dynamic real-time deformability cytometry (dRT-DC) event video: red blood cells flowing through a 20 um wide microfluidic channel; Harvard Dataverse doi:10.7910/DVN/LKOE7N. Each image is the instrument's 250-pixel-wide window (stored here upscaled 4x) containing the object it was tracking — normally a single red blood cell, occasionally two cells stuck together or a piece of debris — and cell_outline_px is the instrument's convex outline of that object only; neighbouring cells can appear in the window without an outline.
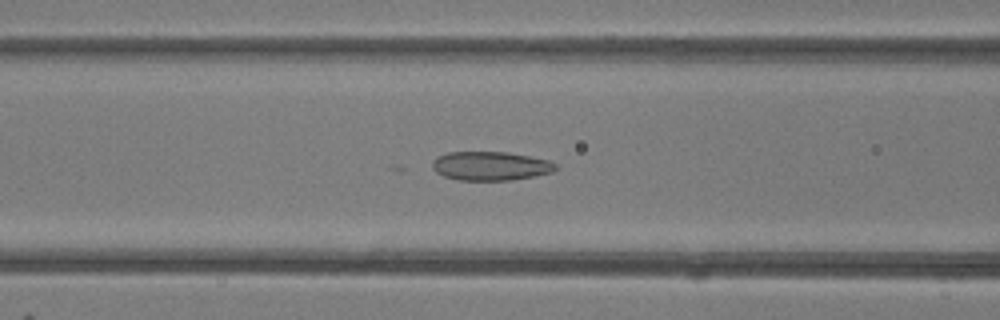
{"species": "common noctule bat (a hibernating species)", "species_latin": "Nyctalus noctula", "temperature_condition": "room temperature", "stored_images_in_passage": 36, "camera_frame_rate_fps": 3000, "um_per_image_px": 0.085, "animal": {"sex": "female"}, "frame": {"image": 1, "passage_image": 7, "time_ms": 2.0, "image_size_px": [1000, 320], "cell_outline_px": [[560, 168], [552, 172], [536, 176], [512, 180], [460, 180], [444, 176], [436, 172], [432, 168], [432, 160], [436, 156], [448, 152], [508, 152], [548, 160], [556, 164]], "centroid_in_image_um": [41.7, 14.1], "position_along_channel_um": 124.9, "area_um2": 20.92}}
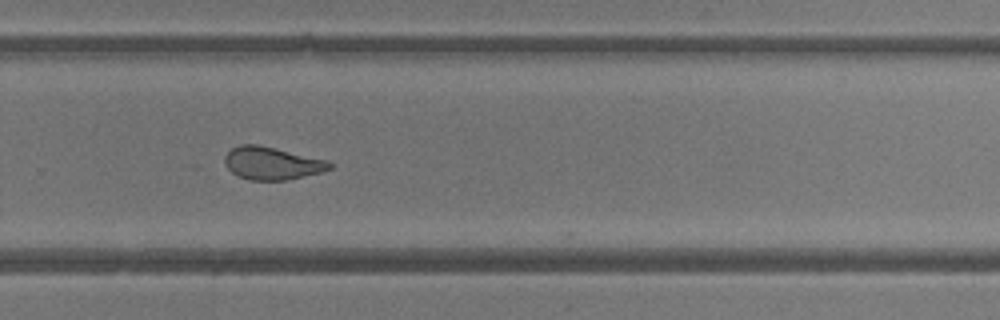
{"frame": {"image": 2, "passage_image": 20, "time_ms": 6.333, "image_size_px": [1000, 320], "cell_outline_px": [[332, 168], [320, 172], [288, 180], [252, 180], [240, 176], [232, 172], [224, 164], [224, 156], [232, 148], [240, 144], [256, 144], [328, 160], [332, 164]], "centroid_in_image_um": [23.11, 13.87], "position_along_channel_um": 306.7, "area_um2": 19.83}}
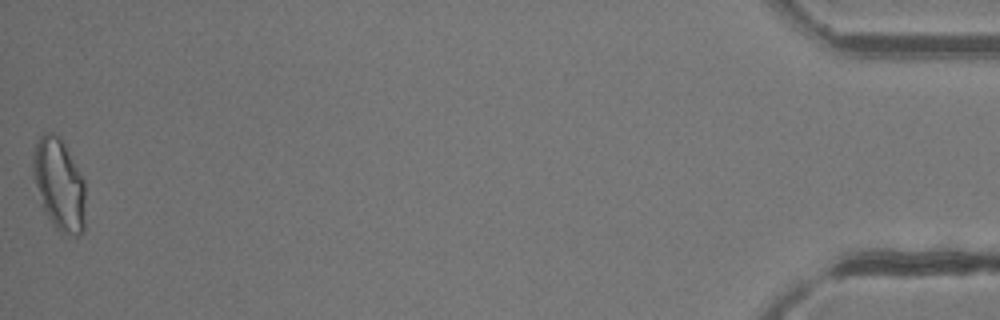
{"frame": {"image": 3, "passage_image": 36, "time_ms": 11.667, "image_size_px": [1000, 320], "cell_outline_px": [[84, 232], [80, 236], [60, 236], [44, 212], [40, 204], [32, 176], [32, 152], [40, 136], [44, 132], [52, 132], [60, 136], [84, 180]], "centroid_in_image_um": [4.99, 15.73], "position_along_channel_um": 430.2, "area_um2": 28.78}, "authors_computed_cell_mechanics": {"area_um2": 21.0392, "velocity_mm_per_s": 4.1934, "shape_relaxation_time_tau1_ms": null, "shape_relaxation_time_tau2_ms": 1.4501, "deformation_change_tau1": null, "deformation_change_tau2": 0.0822}}